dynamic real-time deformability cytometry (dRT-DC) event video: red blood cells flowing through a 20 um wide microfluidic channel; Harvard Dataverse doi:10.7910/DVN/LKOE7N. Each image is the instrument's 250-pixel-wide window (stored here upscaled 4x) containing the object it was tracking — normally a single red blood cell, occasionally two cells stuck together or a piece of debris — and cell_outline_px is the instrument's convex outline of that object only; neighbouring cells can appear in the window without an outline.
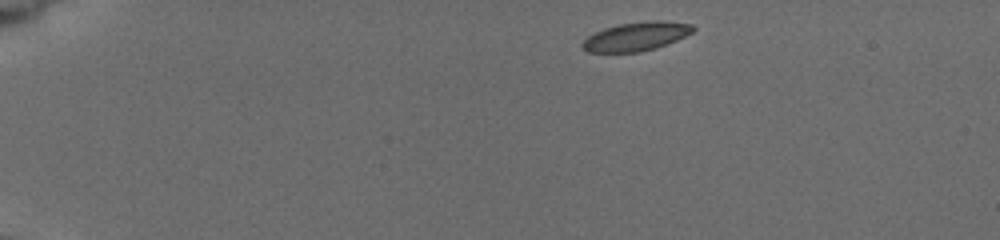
{"species": "common noctule bat (a hibernating species)", "species_latin": "Nyctalus noctula", "temperature_condition": "cold", "stored_images_in_passage": 5, "camera_frame_rate_fps": 3000, "um_per_image_px": 0.085, "animal": {"sex": "female", "body_mass_g": 19.5, "forearm_length_mm": 54.1}, "frame": {"image": 1, "passage_image": 1, "time_ms": 0.0, "image_size_px": [1000, 240], "cell_outline_px": [[696, 28], [692, 32], [676, 40], [656, 48], [640, 52], [588, 52], [580, 44], [588, 36], [604, 28], [620, 24], [648, 20], [664, 20], [692, 24]], "centroid_in_image_um": [54.09, 3.09], "position_along_channel_um": 30.9, "area_um2": 18.5}}
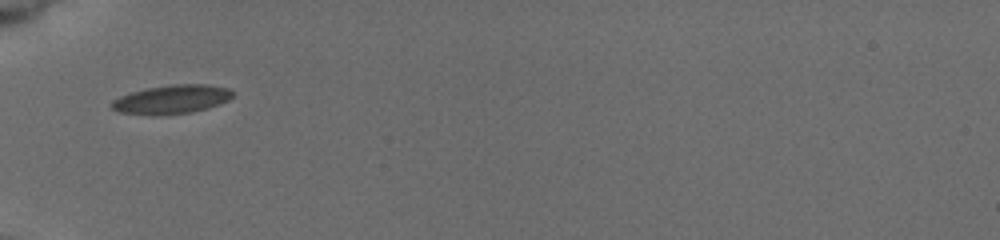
{"frame": {"image": 2, "passage_image": 4, "time_ms": 3.333, "image_size_px": [1000, 240], "cell_outline_px": [[232, 96], [228, 100], [192, 112], [160, 116], [152, 116], [120, 112], [112, 108], [108, 104], [112, 100], [120, 96], [132, 92], [148, 88], [172, 84], [208, 84], [228, 88], [232, 92]], "centroid_in_image_um": [14.53, 8.45], "position_along_channel_um": 70.5, "area_um2": 20.29}}